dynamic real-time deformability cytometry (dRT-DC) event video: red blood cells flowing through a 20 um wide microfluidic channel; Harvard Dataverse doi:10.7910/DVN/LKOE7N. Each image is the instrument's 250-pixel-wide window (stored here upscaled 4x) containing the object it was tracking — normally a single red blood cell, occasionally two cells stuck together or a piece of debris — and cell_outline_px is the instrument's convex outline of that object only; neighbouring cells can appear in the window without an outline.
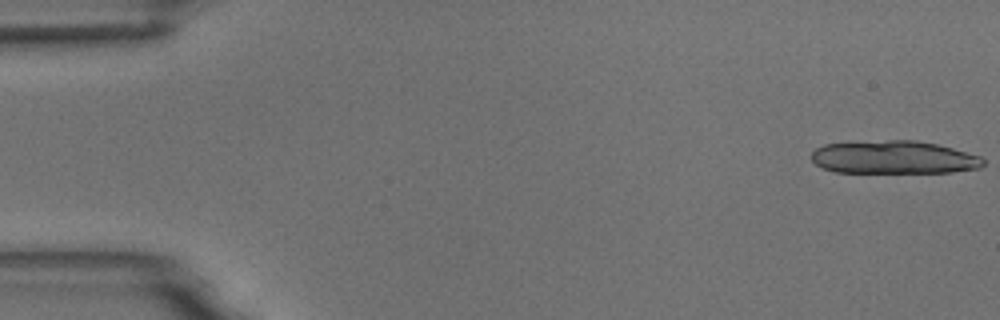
{"species": "common noctule bat (a hibernating species)", "species_latin": "Nyctalus noctula", "temperature_condition": "room temperature", "stored_images_in_passage": 15, "camera_frame_rate_fps": 3000, "um_per_image_px": 0.085, "animal": {"sex": "male", "body_mass_g": 18.8}, "frame": {"image": 1, "passage_image": 1, "time_ms": 0.0, "image_size_px": [1000, 320], "cell_outline_px": [[984, 164], [980, 168], [952, 172], [836, 172], [820, 168], [812, 160], [812, 152], [816, 148], [824, 144], [888, 140], [916, 140], [936, 144], [952, 148], [980, 156], [984, 160]], "centroid_in_image_um": [75.96, 13.38], "position_along_channel_um": 9.0, "area_um2": 33.0}}